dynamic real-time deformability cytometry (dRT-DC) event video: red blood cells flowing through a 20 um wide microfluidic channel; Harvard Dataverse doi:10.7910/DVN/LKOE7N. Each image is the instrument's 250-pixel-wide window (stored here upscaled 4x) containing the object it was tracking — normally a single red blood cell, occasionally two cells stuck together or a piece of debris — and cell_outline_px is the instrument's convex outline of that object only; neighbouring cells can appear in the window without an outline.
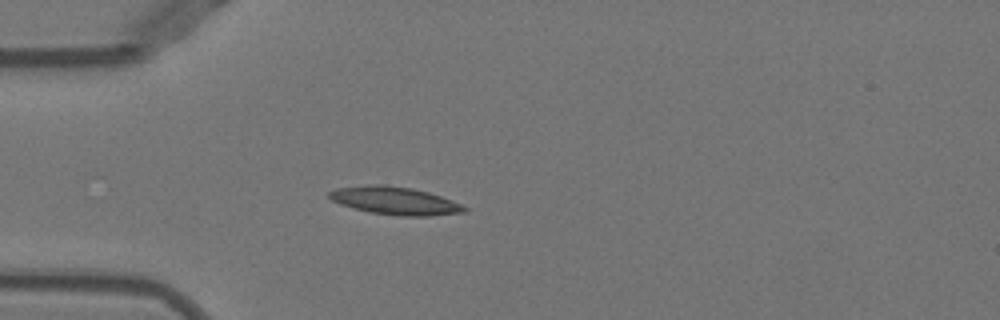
{"species": "Egyptian fruit bat (a non-hibernating species)", "species_latin": "Rousettus aegyptiacus", "temperature_condition": "warm", "stored_images_in_passage": 38, "camera_frame_rate_fps": 3000, "um_per_image_px": 0.085, "animal": {"sex": "female"}, "frame": {"image": 1, "passage_image": 1, "time_ms": 0.0, "image_size_px": [1000, 320], "cell_outline_px": [[468, 212], [428, 216], [400, 216], [368, 212], [352, 208], [340, 204], [332, 200], [328, 196], [328, 192], [336, 188], [368, 184], [380, 184], [412, 188], [428, 192], [452, 200], [468, 208]], "centroid_in_image_um": [33.56, 17.06], "position_along_channel_um": 51.4, "area_um2": 22.08}}
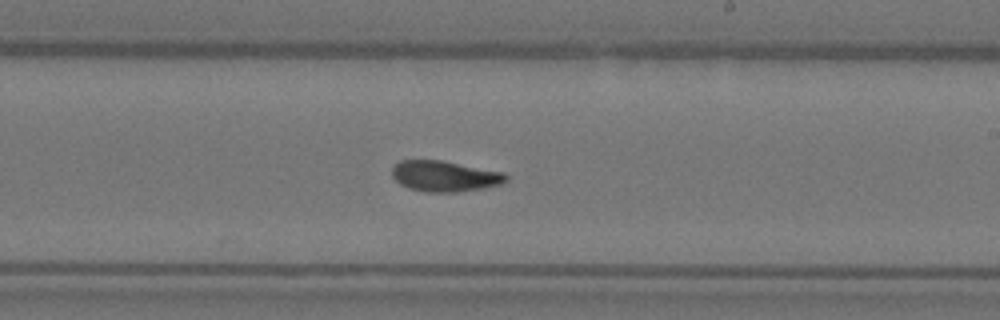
{"frame": {"image": 2, "passage_image": 17, "time_ms": 5.333, "image_size_px": [1000, 320], "cell_outline_px": [[508, 180], [500, 184], [484, 188], [456, 192], [428, 192], [408, 188], [400, 184], [392, 176], [392, 164], [400, 160], [440, 160], [504, 172], [508, 176]], "centroid_in_image_um": [37.78, 14.97], "position_along_channel_um": 251.2, "area_um2": 20.52}}
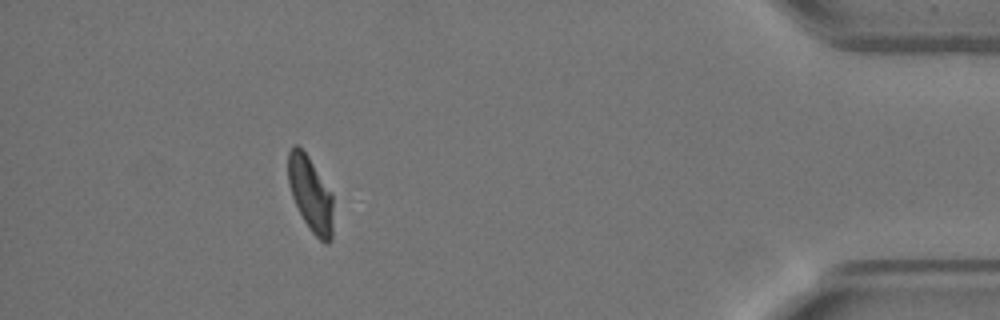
{"frame": {"image": 3, "passage_image": 33, "time_ms": 10.667, "image_size_px": [1000, 320], "cell_outline_px": [[332, 240], [328, 244], [324, 244], [312, 232], [304, 220], [292, 196], [288, 184], [288, 152], [292, 144], [296, 144], [308, 156], [332, 196]], "centroid_in_image_um": [26.37, 16.51], "position_along_channel_um": 408.8, "area_um2": 19.31}, "authors_computed_cell_mechanics": {"area_um2": 20.4323, "velocity_mm_per_s": 3.9486, "shape_relaxation_time_tau1_ms": 5.0641, "shape_relaxation_time_tau2_ms": 1.85, "deformation_change_tau1": 0.1987, "deformation_change_tau2": 0.0785}}